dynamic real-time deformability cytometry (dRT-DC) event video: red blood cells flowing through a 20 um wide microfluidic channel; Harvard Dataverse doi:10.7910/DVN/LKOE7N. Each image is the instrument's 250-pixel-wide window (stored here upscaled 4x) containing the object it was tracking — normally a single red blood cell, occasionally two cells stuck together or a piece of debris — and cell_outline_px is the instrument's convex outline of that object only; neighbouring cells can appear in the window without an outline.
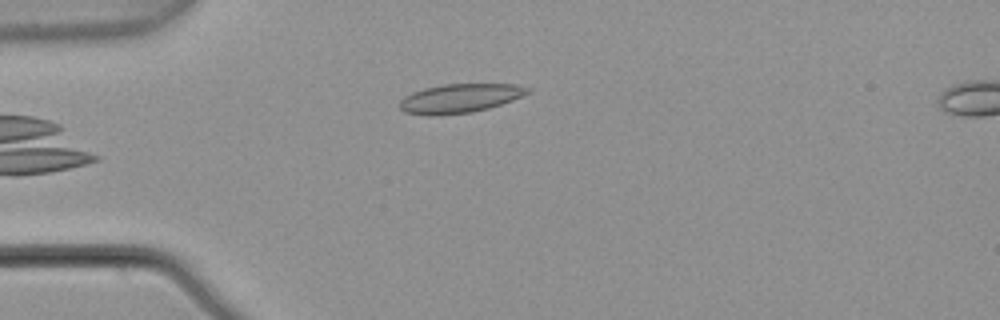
{"species": "common noctule bat (a hibernating species)", "species_latin": "Nyctalus noctula", "temperature_condition": "warm", "stored_images_in_passage": 5, "camera_frame_rate_fps": 3000, "um_per_image_px": 0.085, "animal": {"sex": "male", "body_mass_g": 21.5, "forearm_length_mm": 52.0}, "frame": {"image": 1, "passage_image": 5, "time_ms": 1.333, "image_size_px": [1000, 320], "cell_outline_px": [[532, 92], [512, 100], [488, 108], [472, 112], [436, 116], [428, 116], [404, 112], [400, 108], [400, 100], [404, 96], [412, 92], [424, 88], [444, 84], [520, 84], [532, 88]], "centroid_in_image_um": [39.1, 8.35], "position_along_channel_um": 45.9, "area_um2": 21.85}}